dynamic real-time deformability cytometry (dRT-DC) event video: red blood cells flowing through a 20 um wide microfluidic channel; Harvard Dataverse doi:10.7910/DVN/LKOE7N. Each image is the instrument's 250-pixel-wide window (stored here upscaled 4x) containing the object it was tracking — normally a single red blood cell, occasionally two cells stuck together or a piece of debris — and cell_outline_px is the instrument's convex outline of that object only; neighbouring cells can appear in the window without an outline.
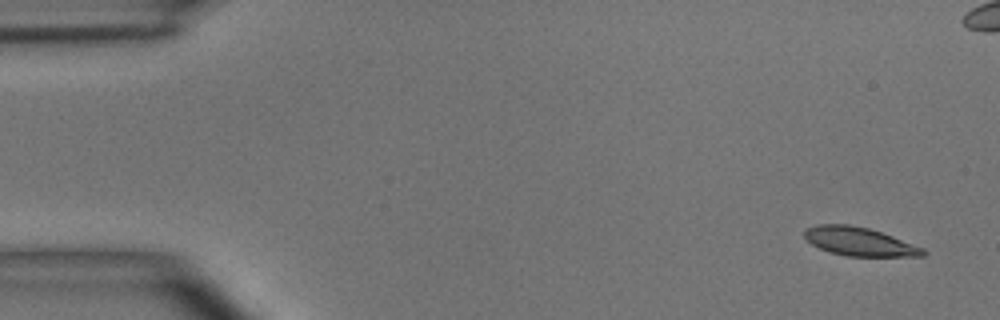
{"species": "common noctule bat (a hibernating species)", "species_latin": "Nyctalus noctula", "temperature_condition": "room temperature", "stored_images_in_passage": 8, "camera_frame_rate_fps": 3000, "um_per_image_px": 0.085, "animal": {"sex": "male", "body_mass_g": 15.6}, "frame": {"image": 1, "passage_image": 1, "time_ms": 0.0, "image_size_px": [1000, 320], "cell_outline_px": [[928, 252], [924, 256], [848, 256], [828, 252], [812, 244], [804, 236], [804, 228], [816, 224], [848, 224], [868, 228], [892, 236], [924, 248]], "centroid_in_image_um": [73.03, 20.53], "position_along_channel_um": 12.0, "area_um2": 19.71}}
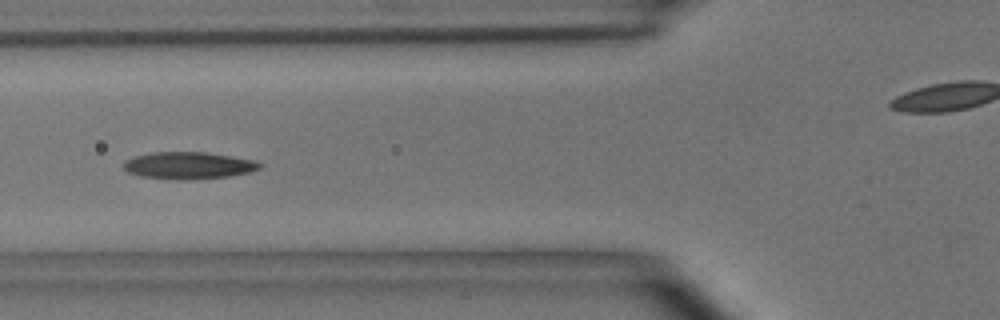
{"frame": {"image": 2, "passage_image": 6, "time_ms": 5.667, "image_size_px": [1000, 320], "cell_outline_px": [[264, 164], [260, 168], [248, 172], [228, 176], [192, 180], [176, 180], [140, 176], [128, 172], [124, 168], [124, 160], [136, 156], [152, 152], [204, 152], [256, 160]], "centroid_in_image_um": [16.03, 14.07], "position_along_channel_um": 109.8, "area_um2": 21.5}}